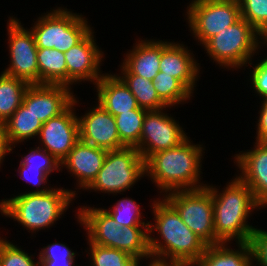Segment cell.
<instances>
[{
	"instance_id": "6da1fadb",
	"label": "cell",
	"mask_w": 267,
	"mask_h": 266,
	"mask_svg": "<svg viewBox=\"0 0 267 266\" xmlns=\"http://www.w3.org/2000/svg\"><path fill=\"white\" fill-rule=\"evenodd\" d=\"M150 200L153 216V223L149 221L148 227L151 257L193 266L208 245L183 222L176 209L164 197Z\"/></svg>"
},
{
	"instance_id": "7a4b0ae2",
	"label": "cell",
	"mask_w": 267,
	"mask_h": 266,
	"mask_svg": "<svg viewBox=\"0 0 267 266\" xmlns=\"http://www.w3.org/2000/svg\"><path fill=\"white\" fill-rule=\"evenodd\" d=\"M200 143H194L189 136L180 145L158 151L145 161L146 177L159 190L158 196L163 197L171 191L196 190L207 186L208 183L201 181L206 147Z\"/></svg>"
},
{
	"instance_id": "3957f363",
	"label": "cell",
	"mask_w": 267,
	"mask_h": 266,
	"mask_svg": "<svg viewBox=\"0 0 267 266\" xmlns=\"http://www.w3.org/2000/svg\"><path fill=\"white\" fill-rule=\"evenodd\" d=\"M207 187L211 190L213 201L215 244L249 242L257 228L250 225L249 217L263 209L256 202L252 190L236 174L222 190L221 186L210 183Z\"/></svg>"
},
{
	"instance_id": "277c9868",
	"label": "cell",
	"mask_w": 267,
	"mask_h": 266,
	"mask_svg": "<svg viewBox=\"0 0 267 266\" xmlns=\"http://www.w3.org/2000/svg\"><path fill=\"white\" fill-rule=\"evenodd\" d=\"M76 199L72 189H65L61 185L53 186L47 192L21 191L10 198L0 199V213L2 217L16 221L23 230H28L34 236L38 231L54 227L60 218L62 220Z\"/></svg>"
},
{
	"instance_id": "5b68a950",
	"label": "cell",
	"mask_w": 267,
	"mask_h": 266,
	"mask_svg": "<svg viewBox=\"0 0 267 266\" xmlns=\"http://www.w3.org/2000/svg\"><path fill=\"white\" fill-rule=\"evenodd\" d=\"M74 212L77 224L82 226L91 243L115 248L131 256H151L149 250V226H119L103 208L81 205Z\"/></svg>"
},
{
	"instance_id": "8992f818",
	"label": "cell",
	"mask_w": 267,
	"mask_h": 266,
	"mask_svg": "<svg viewBox=\"0 0 267 266\" xmlns=\"http://www.w3.org/2000/svg\"><path fill=\"white\" fill-rule=\"evenodd\" d=\"M266 45V47H265ZM267 48L266 39L256 31L245 19L240 18L211 37L203 49L210 61L227 71L246 70V65L255 55L261 53L262 47ZM244 68V69H243Z\"/></svg>"
},
{
	"instance_id": "52a82bcc",
	"label": "cell",
	"mask_w": 267,
	"mask_h": 266,
	"mask_svg": "<svg viewBox=\"0 0 267 266\" xmlns=\"http://www.w3.org/2000/svg\"><path fill=\"white\" fill-rule=\"evenodd\" d=\"M42 13L30 27L37 48L66 52L79 43L94 27L82 13L62 5Z\"/></svg>"
},
{
	"instance_id": "ba28073f",
	"label": "cell",
	"mask_w": 267,
	"mask_h": 266,
	"mask_svg": "<svg viewBox=\"0 0 267 266\" xmlns=\"http://www.w3.org/2000/svg\"><path fill=\"white\" fill-rule=\"evenodd\" d=\"M146 177L145 160L135 147H124L107 152L103 166L93 182L84 190L108 196L129 191Z\"/></svg>"
},
{
	"instance_id": "9c48e42d",
	"label": "cell",
	"mask_w": 267,
	"mask_h": 266,
	"mask_svg": "<svg viewBox=\"0 0 267 266\" xmlns=\"http://www.w3.org/2000/svg\"><path fill=\"white\" fill-rule=\"evenodd\" d=\"M185 11L188 30L201 47L241 18L238 0H190Z\"/></svg>"
},
{
	"instance_id": "30bf717a",
	"label": "cell",
	"mask_w": 267,
	"mask_h": 266,
	"mask_svg": "<svg viewBox=\"0 0 267 266\" xmlns=\"http://www.w3.org/2000/svg\"><path fill=\"white\" fill-rule=\"evenodd\" d=\"M183 222L207 245H215L213 201L206 186L196 190H176L163 196Z\"/></svg>"
},
{
	"instance_id": "8fae6325",
	"label": "cell",
	"mask_w": 267,
	"mask_h": 266,
	"mask_svg": "<svg viewBox=\"0 0 267 266\" xmlns=\"http://www.w3.org/2000/svg\"><path fill=\"white\" fill-rule=\"evenodd\" d=\"M6 21L9 64L2 72L29 85L39 84L37 46L32 32L14 15H9Z\"/></svg>"
},
{
	"instance_id": "7c38bea8",
	"label": "cell",
	"mask_w": 267,
	"mask_h": 266,
	"mask_svg": "<svg viewBox=\"0 0 267 266\" xmlns=\"http://www.w3.org/2000/svg\"><path fill=\"white\" fill-rule=\"evenodd\" d=\"M171 108L168 106L146 112L139 144L135 147L145 161L152 154L174 148L189 137L179 120L167 113Z\"/></svg>"
},
{
	"instance_id": "4fadbf2b",
	"label": "cell",
	"mask_w": 267,
	"mask_h": 266,
	"mask_svg": "<svg viewBox=\"0 0 267 266\" xmlns=\"http://www.w3.org/2000/svg\"><path fill=\"white\" fill-rule=\"evenodd\" d=\"M79 98L75 94L73 103L60 115L44 122L36 139L39 147L62 162L79 141V123L76 107Z\"/></svg>"
},
{
	"instance_id": "5bb4252c",
	"label": "cell",
	"mask_w": 267,
	"mask_h": 266,
	"mask_svg": "<svg viewBox=\"0 0 267 266\" xmlns=\"http://www.w3.org/2000/svg\"><path fill=\"white\" fill-rule=\"evenodd\" d=\"M94 28L75 46L64 53L67 65V86L89 82L94 86L105 74L101 70L106 58L96 43Z\"/></svg>"
},
{
	"instance_id": "9a60e30c",
	"label": "cell",
	"mask_w": 267,
	"mask_h": 266,
	"mask_svg": "<svg viewBox=\"0 0 267 266\" xmlns=\"http://www.w3.org/2000/svg\"><path fill=\"white\" fill-rule=\"evenodd\" d=\"M83 115L77 113L79 140L107 151L119 150L125 146L120 142L115 117L94 101Z\"/></svg>"
},
{
	"instance_id": "2e32d148",
	"label": "cell",
	"mask_w": 267,
	"mask_h": 266,
	"mask_svg": "<svg viewBox=\"0 0 267 266\" xmlns=\"http://www.w3.org/2000/svg\"><path fill=\"white\" fill-rule=\"evenodd\" d=\"M193 52L183 42L163 39L159 63L160 72L176 78L192 95L202 73L201 64Z\"/></svg>"
},
{
	"instance_id": "e0dca14e",
	"label": "cell",
	"mask_w": 267,
	"mask_h": 266,
	"mask_svg": "<svg viewBox=\"0 0 267 266\" xmlns=\"http://www.w3.org/2000/svg\"><path fill=\"white\" fill-rule=\"evenodd\" d=\"M71 87L61 84H33L24 93L22 103L42 122L57 117L74 101Z\"/></svg>"
},
{
	"instance_id": "ac0fdd59",
	"label": "cell",
	"mask_w": 267,
	"mask_h": 266,
	"mask_svg": "<svg viewBox=\"0 0 267 266\" xmlns=\"http://www.w3.org/2000/svg\"><path fill=\"white\" fill-rule=\"evenodd\" d=\"M251 149L231 156L237 166V177L253 192L256 202L267 208V143L253 142Z\"/></svg>"
},
{
	"instance_id": "d6986e66",
	"label": "cell",
	"mask_w": 267,
	"mask_h": 266,
	"mask_svg": "<svg viewBox=\"0 0 267 266\" xmlns=\"http://www.w3.org/2000/svg\"><path fill=\"white\" fill-rule=\"evenodd\" d=\"M107 150L78 141L66 158L61 162V172L65 168L76 180L73 194L78 196L79 190L84 191L96 178L101 170ZM75 189L77 191H75Z\"/></svg>"
},
{
	"instance_id": "ffe728a7",
	"label": "cell",
	"mask_w": 267,
	"mask_h": 266,
	"mask_svg": "<svg viewBox=\"0 0 267 266\" xmlns=\"http://www.w3.org/2000/svg\"><path fill=\"white\" fill-rule=\"evenodd\" d=\"M147 39H135L132 49L123 54L124 59L119 64L120 69L118 68L120 71L115 74H134L153 81L160 71L162 40Z\"/></svg>"
},
{
	"instance_id": "44dd1931",
	"label": "cell",
	"mask_w": 267,
	"mask_h": 266,
	"mask_svg": "<svg viewBox=\"0 0 267 266\" xmlns=\"http://www.w3.org/2000/svg\"><path fill=\"white\" fill-rule=\"evenodd\" d=\"M111 73L107 71L95 84L96 102L113 116L138 109L135 96L115 73Z\"/></svg>"
},
{
	"instance_id": "7402d4cb",
	"label": "cell",
	"mask_w": 267,
	"mask_h": 266,
	"mask_svg": "<svg viewBox=\"0 0 267 266\" xmlns=\"http://www.w3.org/2000/svg\"><path fill=\"white\" fill-rule=\"evenodd\" d=\"M218 243L208 245L205 252L193 266H253L249 242Z\"/></svg>"
},
{
	"instance_id": "603a6c76",
	"label": "cell",
	"mask_w": 267,
	"mask_h": 266,
	"mask_svg": "<svg viewBox=\"0 0 267 266\" xmlns=\"http://www.w3.org/2000/svg\"><path fill=\"white\" fill-rule=\"evenodd\" d=\"M43 123L23 103L4 122L5 131L12 150L17 145L38 137ZM24 142V143H23Z\"/></svg>"
},
{
	"instance_id": "cb8c5ba5",
	"label": "cell",
	"mask_w": 267,
	"mask_h": 266,
	"mask_svg": "<svg viewBox=\"0 0 267 266\" xmlns=\"http://www.w3.org/2000/svg\"><path fill=\"white\" fill-rule=\"evenodd\" d=\"M39 84L67 85V65L64 52L37 48Z\"/></svg>"
},
{
	"instance_id": "d4e9b609",
	"label": "cell",
	"mask_w": 267,
	"mask_h": 266,
	"mask_svg": "<svg viewBox=\"0 0 267 266\" xmlns=\"http://www.w3.org/2000/svg\"><path fill=\"white\" fill-rule=\"evenodd\" d=\"M29 84L19 78L0 73V122H6L22 104Z\"/></svg>"
},
{
	"instance_id": "484cf974",
	"label": "cell",
	"mask_w": 267,
	"mask_h": 266,
	"mask_svg": "<svg viewBox=\"0 0 267 266\" xmlns=\"http://www.w3.org/2000/svg\"><path fill=\"white\" fill-rule=\"evenodd\" d=\"M135 96L140 108L160 110L168 107L158 96L153 81L134 74H116Z\"/></svg>"
},
{
	"instance_id": "4316f807",
	"label": "cell",
	"mask_w": 267,
	"mask_h": 266,
	"mask_svg": "<svg viewBox=\"0 0 267 266\" xmlns=\"http://www.w3.org/2000/svg\"><path fill=\"white\" fill-rule=\"evenodd\" d=\"M153 86L159 98L169 107H179L181 104L189 103L194 97L176 78L164 72L157 73L153 79Z\"/></svg>"
},
{
	"instance_id": "83f0119b",
	"label": "cell",
	"mask_w": 267,
	"mask_h": 266,
	"mask_svg": "<svg viewBox=\"0 0 267 266\" xmlns=\"http://www.w3.org/2000/svg\"><path fill=\"white\" fill-rule=\"evenodd\" d=\"M147 111L139 107L114 116L120 142L125 147H136L139 144L143 120Z\"/></svg>"
},
{
	"instance_id": "f1b7e54d",
	"label": "cell",
	"mask_w": 267,
	"mask_h": 266,
	"mask_svg": "<svg viewBox=\"0 0 267 266\" xmlns=\"http://www.w3.org/2000/svg\"><path fill=\"white\" fill-rule=\"evenodd\" d=\"M131 197H123L104 209L113 217L119 226H149V221L144 219L143 207ZM142 208V209H141ZM143 216V217H142ZM146 220V221H145Z\"/></svg>"
},
{
	"instance_id": "f546056e",
	"label": "cell",
	"mask_w": 267,
	"mask_h": 266,
	"mask_svg": "<svg viewBox=\"0 0 267 266\" xmlns=\"http://www.w3.org/2000/svg\"><path fill=\"white\" fill-rule=\"evenodd\" d=\"M89 266H123L131 257L127 252L91 243L87 238Z\"/></svg>"
},
{
	"instance_id": "4dcf8cb0",
	"label": "cell",
	"mask_w": 267,
	"mask_h": 266,
	"mask_svg": "<svg viewBox=\"0 0 267 266\" xmlns=\"http://www.w3.org/2000/svg\"><path fill=\"white\" fill-rule=\"evenodd\" d=\"M241 18L267 41V0H238Z\"/></svg>"
},
{
	"instance_id": "1f68e13d",
	"label": "cell",
	"mask_w": 267,
	"mask_h": 266,
	"mask_svg": "<svg viewBox=\"0 0 267 266\" xmlns=\"http://www.w3.org/2000/svg\"><path fill=\"white\" fill-rule=\"evenodd\" d=\"M17 245L6 236H0V266H40L39 260H35V254L25 252Z\"/></svg>"
},
{
	"instance_id": "d6a6232c",
	"label": "cell",
	"mask_w": 267,
	"mask_h": 266,
	"mask_svg": "<svg viewBox=\"0 0 267 266\" xmlns=\"http://www.w3.org/2000/svg\"><path fill=\"white\" fill-rule=\"evenodd\" d=\"M30 150V151H29ZM28 150V154L21 155L20 163H22L25 167H34L39 168V170L45 172L49 177L50 175L56 171H61V163L58 160L48 153L46 150L39 146H35L34 148Z\"/></svg>"
},
{
	"instance_id": "836d02e7",
	"label": "cell",
	"mask_w": 267,
	"mask_h": 266,
	"mask_svg": "<svg viewBox=\"0 0 267 266\" xmlns=\"http://www.w3.org/2000/svg\"><path fill=\"white\" fill-rule=\"evenodd\" d=\"M257 62V63H255ZM254 62L251 60L246 67L249 66V79H247L248 82H250V89H253L252 92L255 93L259 97V99L267 98V55L263 56L260 59L256 60ZM255 63V64H254Z\"/></svg>"
},
{
	"instance_id": "e575fe53",
	"label": "cell",
	"mask_w": 267,
	"mask_h": 266,
	"mask_svg": "<svg viewBox=\"0 0 267 266\" xmlns=\"http://www.w3.org/2000/svg\"><path fill=\"white\" fill-rule=\"evenodd\" d=\"M16 171L18 172L17 175L20 176L19 178H21L22 181L25 180L24 182L29 183L33 188L29 191L26 189V191H23L24 193L47 192L53 188V185L51 187V184H48L49 176L45 172L39 170V168L25 167L19 162Z\"/></svg>"
},
{
	"instance_id": "d590c367",
	"label": "cell",
	"mask_w": 267,
	"mask_h": 266,
	"mask_svg": "<svg viewBox=\"0 0 267 266\" xmlns=\"http://www.w3.org/2000/svg\"><path fill=\"white\" fill-rule=\"evenodd\" d=\"M37 250L40 251L38 255H36L38 260H75L76 257L79 255L77 251L72 250L66 245V243H61L60 241L53 242Z\"/></svg>"
},
{
	"instance_id": "8d00e7d4",
	"label": "cell",
	"mask_w": 267,
	"mask_h": 266,
	"mask_svg": "<svg viewBox=\"0 0 267 266\" xmlns=\"http://www.w3.org/2000/svg\"><path fill=\"white\" fill-rule=\"evenodd\" d=\"M253 266H267V230L256 228L250 238Z\"/></svg>"
},
{
	"instance_id": "74e56055",
	"label": "cell",
	"mask_w": 267,
	"mask_h": 266,
	"mask_svg": "<svg viewBox=\"0 0 267 266\" xmlns=\"http://www.w3.org/2000/svg\"><path fill=\"white\" fill-rule=\"evenodd\" d=\"M258 111V117H256V142L267 143V98L260 100Z\"/></svg>"
},
{
	"instance_id": "f35d334b",
	"label": "cell",
	"mask_w": 267,
	"mask_h": 266,
	"mask_svg": "<svg viewBox=\"0 0 267 266\" xmlns=\"http://www.w3.org/2000/svg\"><path fill=\"white\" fill-rule=\"evenodd\" d=\"M13 153L12 146L8 141V137L5 131L4 123L0 122V169L4 165L6 156L10 153Z\"/></svg>"
},
{
	"instance_id": "ab89813d",
	"label": "cell",
	"mask_w": 267,
	"mask_h": 266,
	"mask_svg": "<svg viewBox=\"0 0 267 266\" xmlns=\"http://www.w3.org/2000/svg\"><path fill=\"white\" fill-rule=\"evenodd\" d=\"M39 262L40 266H80L75 263L76 260H66V261L39 260Z\"/></svg>"
},
{
	"instance_id": "60d3db41",
	"label": "cell",
	"mask_w": 267,
	"mask_h": 266,
	"mask_svg": "<svg viewBox=\"0 0 267 266\" xmlns=\"http://www.w3.org/2000/svg\"><path fill=\"white\" fill-rule=\"evenodd\" d=\"M151 256H131L123 266H141L145 261L151 260ZM143 260V261H142ZM142 263V264H140Z\"/></svg>"
},
{
	"instance_id": "b9f144b4",
	"label": "cell",
	"mask_w": 267,
	"mask_h": 266,
	"mask_svg": "<svg viewBox=\"0 0 267 266\" xmlns=\"http://www.w3.org/2000/svg\"><path fill=\"white\" fill-rule=\"evenodd\" d=\"M148 263L149 264L147 266H184L183 264L177 262L162 261L154 258L149 260Z\"/></svg>"
}]
</instances>
